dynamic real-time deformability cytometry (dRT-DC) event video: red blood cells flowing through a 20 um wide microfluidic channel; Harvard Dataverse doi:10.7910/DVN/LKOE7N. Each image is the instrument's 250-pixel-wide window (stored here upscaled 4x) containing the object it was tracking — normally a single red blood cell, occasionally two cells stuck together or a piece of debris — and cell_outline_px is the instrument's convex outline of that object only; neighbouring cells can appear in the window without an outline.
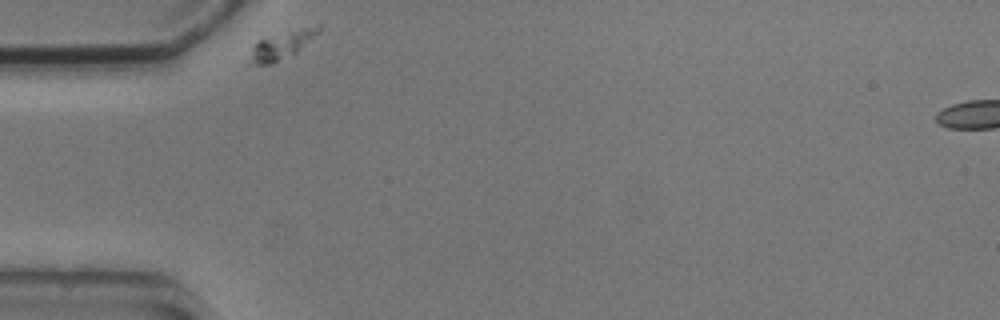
{"species": "common noctule bat (a hibernating species)", "species_latin": "Nyctalus noctula", "temperature_condition": "cold", "stored_images_in_passage": 5, "camera_frame_rate_fps": 3000, "um_per_image_px": 0.085, "animal": {"sex": "male", "body_mass_g": 20.5, "forearm_length_mm": 52.5}, "frame": {"image": 1, "passage_image": 1, "time_ms": 0.0, "image_size_px": [1000, 320], "cell_outline_px": [[320, 32], [296, 52], [272, 64], [244, 64], [252, 48], [260, 40], [304, 28], [320, 24]], "centroid_in_image_um": [23.88, 3.9], "position_along_channel_um": 61.1, "area_um2": 10.69}}
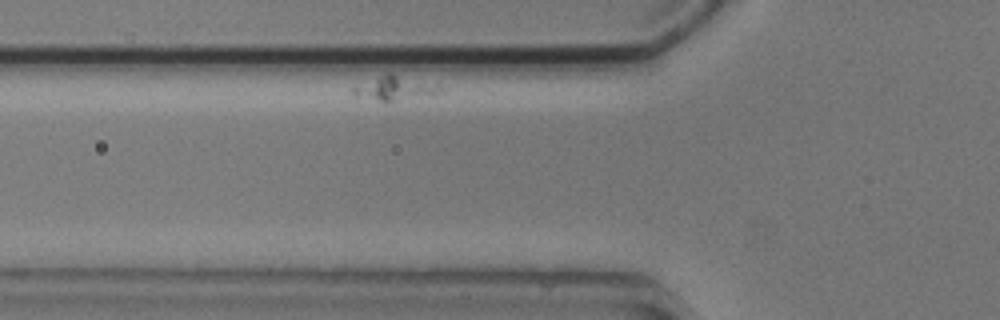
{"frame": {"image": 2, "passage_image": 2, "time_ms": 1.333, "image_size_px": [1000, 320], "cell_outline_px": [[444, 92], [392, 100], [380, 100], [356, 96], [352, 92], [352, 88], [388, 72], [392, 72], [440, 88]], "centroid_in_image_um": [33.47, 7.47], "position_along_channel_um": 92.3, "area_um2": 11.21}}